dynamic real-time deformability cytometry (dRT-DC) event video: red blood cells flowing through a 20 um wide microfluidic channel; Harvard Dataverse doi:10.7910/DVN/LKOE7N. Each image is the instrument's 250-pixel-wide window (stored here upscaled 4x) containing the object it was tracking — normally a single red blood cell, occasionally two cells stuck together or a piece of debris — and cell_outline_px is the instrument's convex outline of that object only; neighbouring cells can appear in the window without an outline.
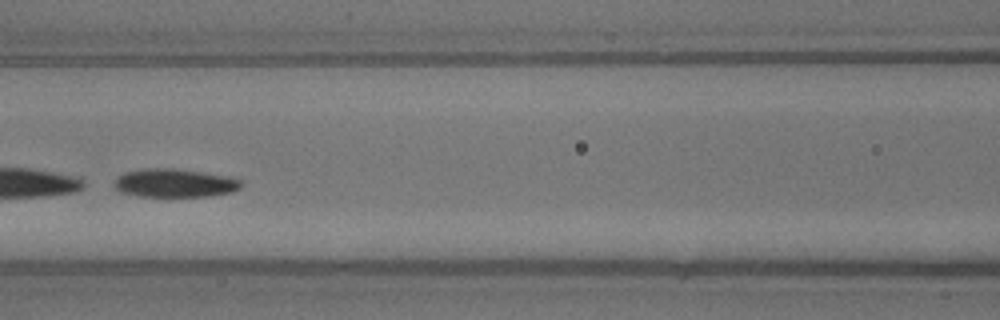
{"species": "common noctule bat (a hibernating species)", "species_latin": "Nyctalus noctula", "temperature_condition": "warm", "stored_images_in_passage": 36, "segment_of_instrument_passage": [2, 2], "camera_frame_rate_fps": 3000, "um_per_image_px": 0.085, "animal": {"sex": "male", "body_mass_g": 13.3}, "frame": {"image": 1, "passage_image": 16, "time_ms": 5.0, "image_size_px": [1000, 320], "cell_outline_px": [[244, 184], [240, 188], [232, 192], [208, 196], [140, 196], [120, 192], [112, 184], [116, 176], [124, 172], [144, 168], [172, 168], [228, 176], [240, 180]], "centroid_in_image_um": [14.81, 15.55], "position_along_channel_um": 151.8, "area_um2": 21.1}}
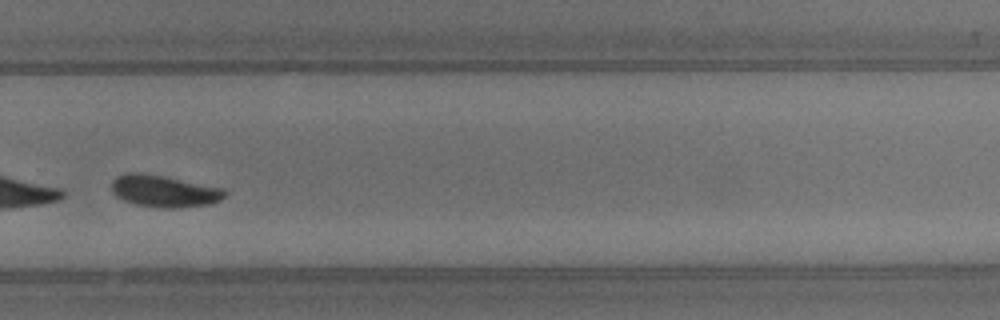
{"frame": {"image": 2, "passage_image": 25, "time_ms": 8.0, "image_size_px": [1000, 320], "cell_outline_px": [[228, 192], [220, 200], [208, 204], [176, 208], [164, 208], [136, 204], [124, 200], [116, 196], [112, 192], [112, 180], [116, 176], [128, 172], [140, 172], [164, 176], [224, 188]], "centroid_in_image_um": [13.94, 16.23], "position_along_channel_um": 315.9, "area_um2": 21.04}}